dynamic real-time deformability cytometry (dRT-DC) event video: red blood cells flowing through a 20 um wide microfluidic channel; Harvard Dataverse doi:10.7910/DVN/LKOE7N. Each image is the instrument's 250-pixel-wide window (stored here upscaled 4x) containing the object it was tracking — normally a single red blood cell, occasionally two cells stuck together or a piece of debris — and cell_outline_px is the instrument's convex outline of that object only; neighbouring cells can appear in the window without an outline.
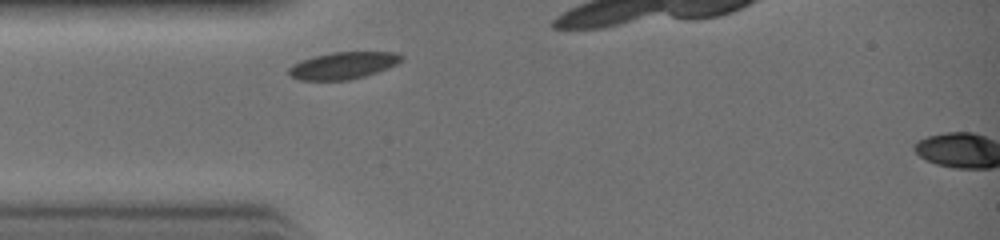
{"species": "common noctule bat (a hibernating species)", "species_latin": "Nyctalus noctula", "temperature_condition": "warm", "stored_images_in_passage": 2, "camera_frame_rate_fps": 3000, "um_per_image_px": 0.085, "animal": {"sex": "female", "body_mass_g": 19.0, "forearm_length_mm": 51.5}, "frame": {"image": 1, "passage_image": 1, "time_ms": 0.0, "image_size_px": [1000, 240], "cell_outline_px": [[404, 60], [388, 68], [364, 76], [348, 80], [300, 80], [288, 76], [288, 68], [292, 64], [300, 60], [332, 52], [396, 52], [404, 56]], "centroid_in_image_um": [29.15, 5.57], "position_along_channel_um": 55.8, "area_um2": 17.8}}